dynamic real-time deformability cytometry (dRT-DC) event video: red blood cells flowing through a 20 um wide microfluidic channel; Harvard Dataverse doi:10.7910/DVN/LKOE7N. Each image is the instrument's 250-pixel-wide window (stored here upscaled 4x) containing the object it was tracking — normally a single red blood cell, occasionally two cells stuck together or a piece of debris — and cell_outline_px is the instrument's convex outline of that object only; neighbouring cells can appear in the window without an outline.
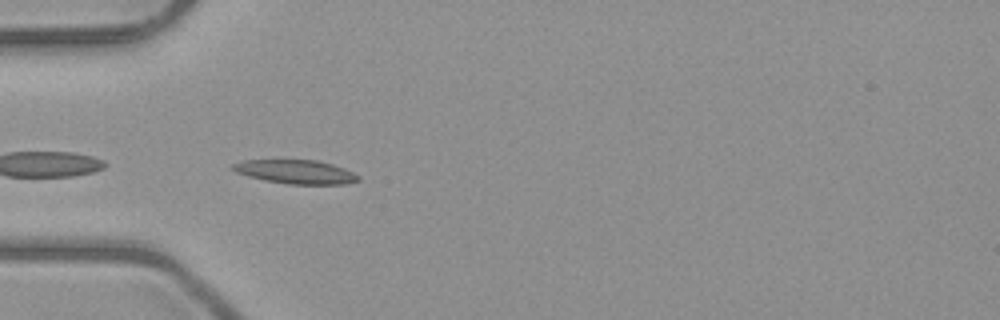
{"species": "common noctule bat (a hibernating species)", "species_latin": "Nyctalus noctula", "temperature_condition": "room temperature", "stored_images_in_passage": 37, "camera_frame_rate_fps": 3000, "um_per_image_px": 0.085, "animal": {"sex": "male", "body_mass_g": 23.1, "forearm_length_mm": 52.7}, "frame": {"image": 1, "passage_image": 2, "time_ms": 0.333, "image_size_px": [1000, 320], "cell_outline_px": [[360, 180], [344, 184], [288, 184], [264, 180], [248, 176], [236, 172], [232, 168], [232, 164], [244, 160], [316, 160], [332, 164], [344, 168], [360, 176]], "centroid_in_image_um": [25.15, 14.6], "position_along_channel_um": 59.9, "area_um2": 17.34}}
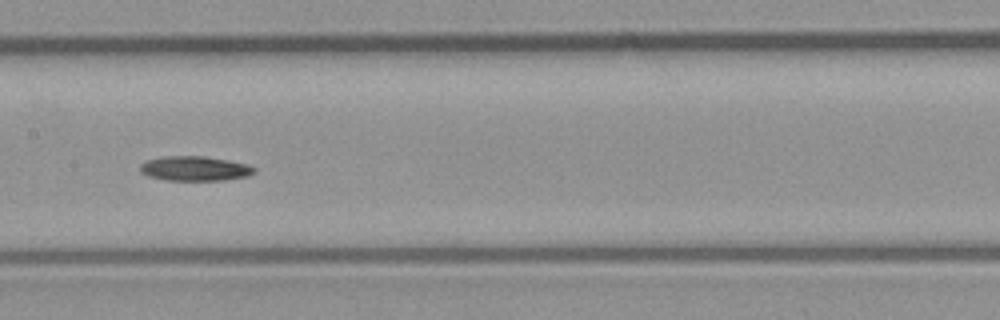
{"frame": {"image": 2, "passage_image": 12, "time_ms": 3.667, "image_size_px": [1000, 320], "cell_outline_px": [[256, 172], [248, 176], [224, 180], [168, 180], [148, 176], [140, 172], [140, 164], [148, 160], [164, 156], [204, 156], [228, 160], [248, 164], [256, 168]], "centroid_in_image_um": [16.58, 14.32], "position_along_channel_um": 190.8, "area_um2": 16.42}}
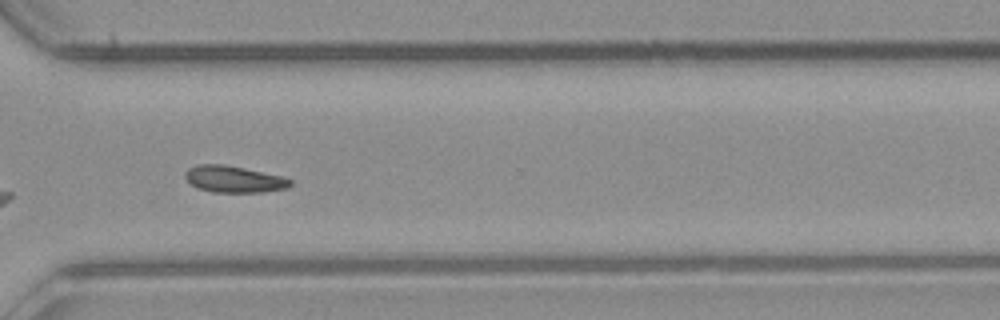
{"frame": {"image": 3, "passage_image": 24, "time_ms": 7.667, "image_size_px": [1000, 320], "cell_outline_px": [[292, 184], [288, 188], [264, 192], [212, 192], [196, 188], [184, 176], [184, 172], [188, 168], [196, 164], [224, 164], [284, 176], [292, 180]], "centroid_in_image_um": [19.89, 15.23], "position_along_channel_um": 350.7, "area_um2": 16.53}}